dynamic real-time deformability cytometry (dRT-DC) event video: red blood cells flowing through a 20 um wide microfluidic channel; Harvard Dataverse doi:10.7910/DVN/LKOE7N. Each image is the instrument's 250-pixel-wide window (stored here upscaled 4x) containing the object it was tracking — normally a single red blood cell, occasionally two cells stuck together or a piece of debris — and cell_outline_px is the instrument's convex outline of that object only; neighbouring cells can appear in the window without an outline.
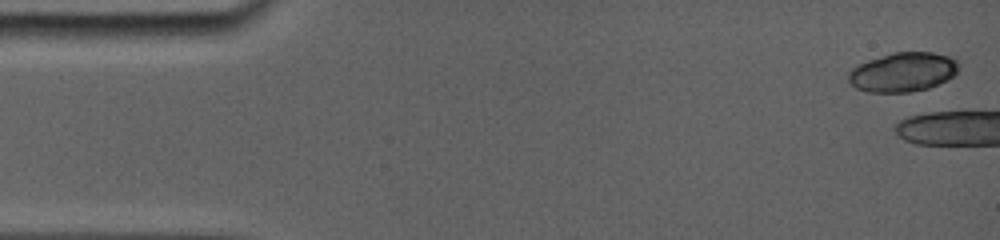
{"species": "common noctule bat (a hibernating species)", "species_latin": "Nyctalus noctula", "temperature_condition": "room temperature", "stored_images_in_passage": 5, "camera_frame_rate_fps": 5000, "um_per_image_px": 0.085, "animal": {"sex": "female", "body_mass_g": 19.0, "forearm_length_mm": 56.7}, "frame": {"image": 1, "passage_image": 1, "time_ms": 0.0, "image_size_px": [1000, 240], "cell_outline_px": [[960, 64], [956, 72], [952, 76], [928, 88], [912, 92], [864, 92], [856, 88], [848, 80], [848, 72], [852, 68], [868, 60], [892, 52], [932, 52], [948, 56], [956, 60]], "centroid_in_image_um": [76.72, 6.12], "position_along_channel_um": 8.3, "area_um2": 25.14}}